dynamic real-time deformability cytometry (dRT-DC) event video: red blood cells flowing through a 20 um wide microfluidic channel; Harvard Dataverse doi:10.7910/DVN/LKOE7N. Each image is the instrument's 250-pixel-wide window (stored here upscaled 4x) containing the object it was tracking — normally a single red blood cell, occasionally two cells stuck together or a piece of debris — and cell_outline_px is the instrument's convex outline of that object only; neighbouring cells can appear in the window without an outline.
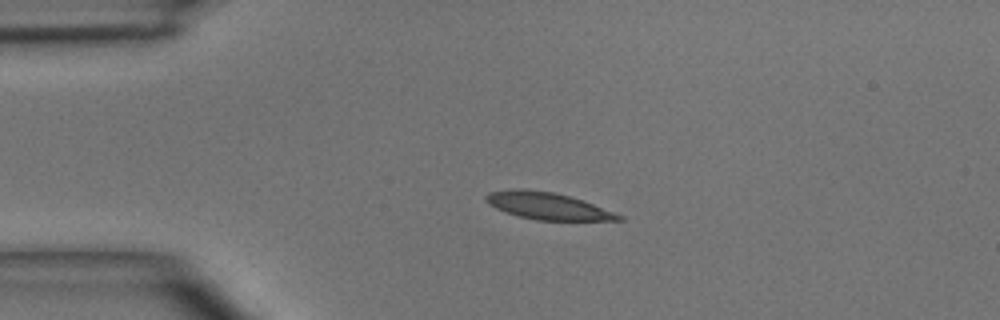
{"species": "common noctule bat (a hibernating species)", "species_latin": "Nyctalus noctula", "temperature_condition": "room temperature", "stored_images_in_passage": 2, "camera_frame_rate_fps": 3000, "um_per_image_px": 0.085, "animal": {"sex": "male", "body_mass_g": 15.6}, "frame": {"image": 1, "passage_image": 1, "time_ms": 0.0, "image_size_px": [1000, 320], "cell_outline_px": [[624, 220], [536, 220], [520, 216], [496, 208], [488, 204], [484, 200], [484, 196], [488, 192], [516, 188], [524, 188], [552, 192], [584, 200], [624, 216]], "centroid_in_image_um": [46.53, 17.49], "position_along_channel_um": 38.5, "area_um2": 20.81}}